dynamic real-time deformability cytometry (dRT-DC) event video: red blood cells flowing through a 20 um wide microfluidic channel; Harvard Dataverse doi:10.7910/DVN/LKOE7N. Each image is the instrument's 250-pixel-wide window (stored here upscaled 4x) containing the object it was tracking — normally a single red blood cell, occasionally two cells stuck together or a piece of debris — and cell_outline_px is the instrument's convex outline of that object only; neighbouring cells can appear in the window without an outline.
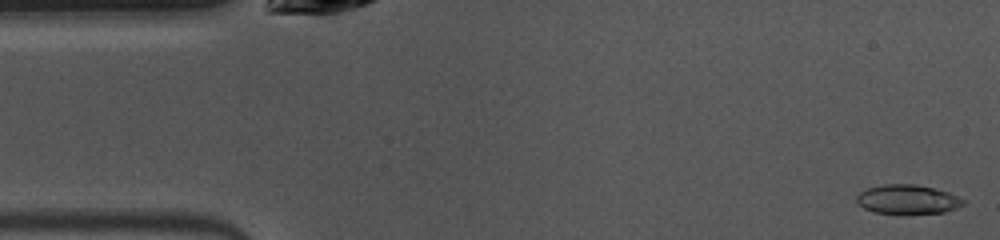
{"species": "common noctule bat (a hibernating species)", "species_latin": "Nyctalus noctula", "temperature_condition": "warm", "stored_images_in_passage": 48, "camera_frame_rate_fps": 3000, "um_per_image_px": 0.085, "animal": {"sex": "female", "body_mass_g": 10.0, "forearm_length_mm": 53.1}, "frame": {"image": 1, "passage_image": 1, "time_ms": 0.0, "image_size_px": [1000, 240], "cell_outline_px": [[968, 200], [964, 204], [956, 208], [944, 212], [900, 216], [872, 212], [864, 208], [856, 200], [856, 196], [860, 192], [868, 188], [884, 184], [916, 184], [948, 192]], "centroid_in_image_um": [77.16, 16.99], "position_along_channel_um": 7.8, "area_um2": 18.79}}
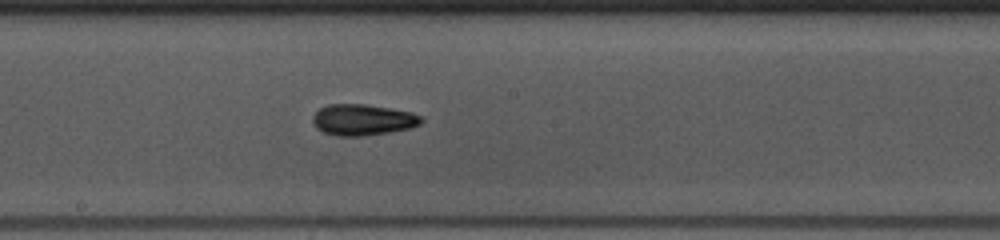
{"frame": {"image": 2, "passage_image": 24, "time_ms": 7.667, "image_size_px": [1000, 240], "cell_outline_px": [[424, 120], [420, 124], [412, 128], [388, 132], [360, 136], [336, 136], [324, 132], [316, 128], [312, 120], [312, 116], [320, 108], [328, 104], [364, 104], [412, 112], [424, 116]], "centroid_in_image_um": [30.85, 10.18], "position_along_channel_um": 217.3, "area_um2": 19.77}}
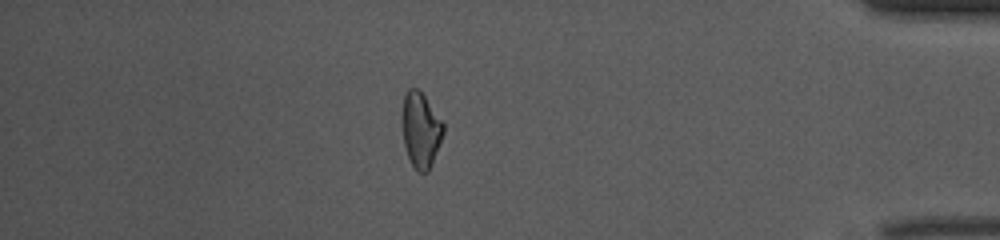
{"frame": {"image": 3, "passage_image": 41, "time_ms": 13.333, "image_size_px": [1000, 240], "cell_outline_px": [[444, 132], [428, 172], [416, 172], [408, 156], [404, 144], [400, 116], [404, 96], [408, 88], [420, 88], [444, 124]], "centroid_in_image_um": [35.73, 10.99], "position_along_channel_um": 399.5, "area_um2": 18.32}, "authors_computed_cell_mechanics": {"area_um2": 18.785, "velocity_mm_per_s": 4.005, "shape_relaxation_time_tau1_ms": 3.5072, "shape_relaxation_time_tau2_ms": 10.1913, "deformation_change_tau1": 0.1438, "deformation_change_tau2": 0.1751}}